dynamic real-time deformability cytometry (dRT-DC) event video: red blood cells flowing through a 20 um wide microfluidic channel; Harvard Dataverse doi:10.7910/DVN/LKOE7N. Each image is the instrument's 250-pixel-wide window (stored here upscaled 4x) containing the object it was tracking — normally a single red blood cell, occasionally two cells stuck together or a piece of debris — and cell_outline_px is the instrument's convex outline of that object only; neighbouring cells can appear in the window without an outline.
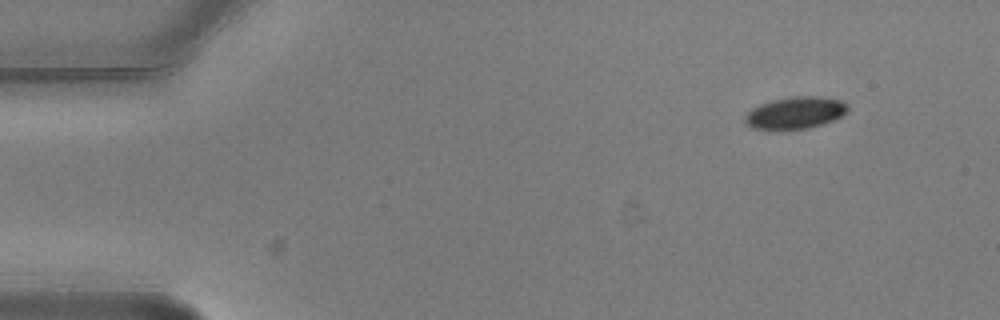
{"species": "common noctule bat (a hibernating species)", "species_latin": "Nyctalus noctula", "temperature_condition": "warm", "stored_images_in_passage": 4, "camera_frame_rate_fps": 3000, "um_per_image_px": 0.085, "animal": {"sex": "male", "body_mass_g": 20.5, "forearm_length_mm": 52.5}, "frame": {"image": 1, "passage_image": 1, "time_ms": 0.0, "image_size_px": [1000, 320], "cell_outline_px": [[848, 112], [832, 120], [808, 128], [752, 128], [744, 120], [744, 116], [752, 108], [760, 104], [772, 100], [792, 96], [820, 96], [840, 100], [848, 104]], "centroid_in_image_um": [67.62, 9.55], "position_along_channel_um": 17.4, "area_um2": 18.79}}